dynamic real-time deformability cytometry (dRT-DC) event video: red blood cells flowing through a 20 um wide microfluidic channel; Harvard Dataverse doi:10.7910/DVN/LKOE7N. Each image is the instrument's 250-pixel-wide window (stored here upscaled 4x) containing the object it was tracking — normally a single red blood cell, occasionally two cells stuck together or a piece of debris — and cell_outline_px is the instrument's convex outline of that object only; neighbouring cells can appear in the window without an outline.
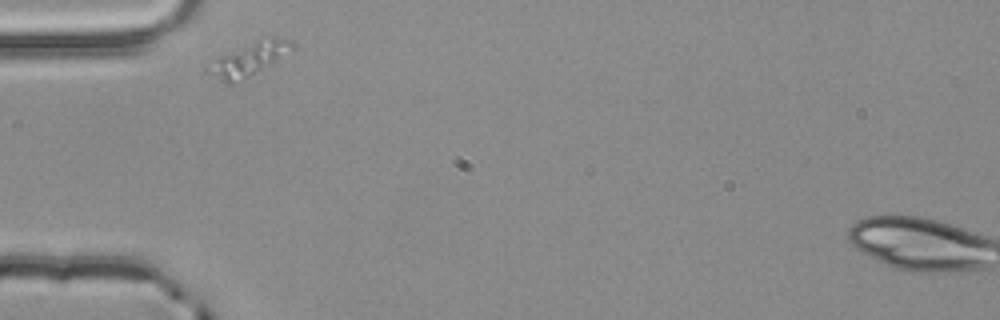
{"species": "common noctule bat (a hibernating species)", "species_latin": "Nyctalus noctula", "temperature_condition": "room temperature", "stored_images_in_passage": 30, "camera_frame_rate_fps": 3000, "um_per_image_px": 0.085, "animal": {"sex": "male", "body_mass_g": 20.4}, "frame": {"image": 1, "passage_image": 1, "time_ms": 0.0, "image_size_px": [1000, 320], "cell_outline_px": [[292, 44], [276, 60], [232, 84], [224, 84], [204, 72], [204, 68], [220, 56], [256, 40], [268, 36], [272, 36], [288, 40]], "centroid_in_image_um": [20.98, 5.06], "position_along_channel_um": 64.0, "area_um2": 15.43}}